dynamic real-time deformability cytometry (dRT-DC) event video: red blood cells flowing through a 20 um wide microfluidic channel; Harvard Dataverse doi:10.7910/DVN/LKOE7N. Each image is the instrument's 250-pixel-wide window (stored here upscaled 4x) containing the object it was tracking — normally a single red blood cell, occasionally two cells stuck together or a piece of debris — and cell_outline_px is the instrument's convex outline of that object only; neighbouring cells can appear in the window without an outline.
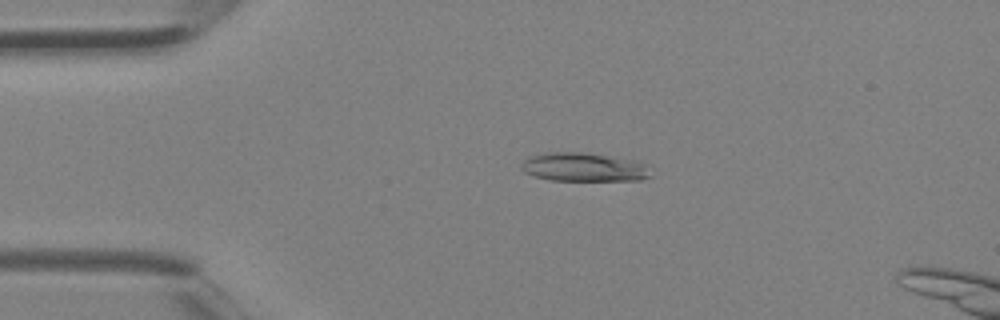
{"species": "Egyptian fruit bat (a non-hibernating species)", "species_latin": "Rousettus aegyptiacus", "temperature_condition": "room temperature", "stored_images_in_passage": 3, "camera_frame_rate_fps": 3000, "um_per_image_px": 0.085, "animal": {"sex": "female"}, "frame": {"image": 1, "passage_image": 3, "time_ms": 0.667, "image_size_px": [1000, 320], "cell_outline_px": [[652, 176], [640, 180], [552, 180], [532, 176], [524, 172], [520, 168], [520, 164], [528, 156], [548, 152], [580, 152], [640, 160], [644, 164]], "centroid_in_image_um": [49.6, 14.2], "position_along_channel_um": 35.4, "area_um2": 21.79}}